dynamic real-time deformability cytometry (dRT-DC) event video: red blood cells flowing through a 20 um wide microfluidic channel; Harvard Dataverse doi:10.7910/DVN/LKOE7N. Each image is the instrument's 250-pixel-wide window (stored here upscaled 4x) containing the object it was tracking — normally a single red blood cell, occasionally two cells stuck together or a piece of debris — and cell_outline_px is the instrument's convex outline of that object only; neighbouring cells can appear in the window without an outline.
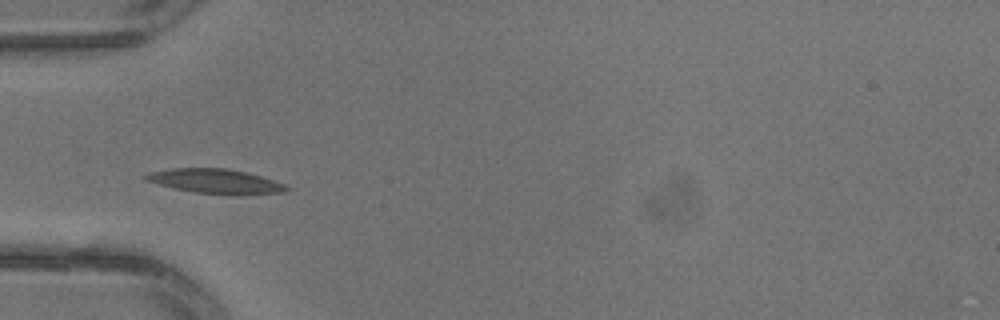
{"species": "common noctule bat (a hibernating species)", "species_latin": "Nyctalus noctula", "temperature_condition": "warm", "stored_images_in_passage": 3, "camera_frame_rate_fps": 3000, "um_per_image_px": 0.085, "animal": {"sex": "male", "body_mass_g": 13.3}, "frame": {"image": 1, "passage_image": 3, "time_ms": 0.667, "image_size_px": [1000, 320], "cell_outline_px": [[292, 188], [284, 192], [244, 196], [232, 196], [196, 192], [176, 188], [144, 180], [140, 176], [148, 172], [172, 168], [224, 168], [244, 172], [260, 176], [284, 184]], "centroid_in_image_um": [18.33, 15.43], "position_along_channel_um": 66.7, "area_um2": 20.35}}